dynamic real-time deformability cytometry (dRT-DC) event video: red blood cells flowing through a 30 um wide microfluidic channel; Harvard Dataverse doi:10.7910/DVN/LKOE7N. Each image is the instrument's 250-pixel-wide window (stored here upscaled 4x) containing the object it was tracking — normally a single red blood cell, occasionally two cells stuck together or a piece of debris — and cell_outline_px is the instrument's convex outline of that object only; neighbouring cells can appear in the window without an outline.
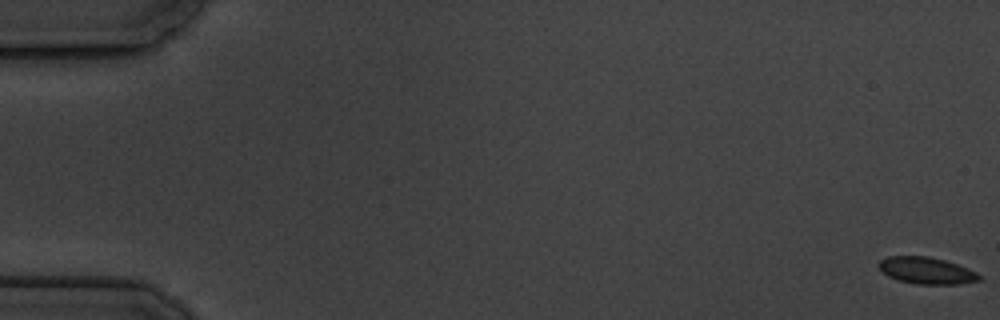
{"species": "common noctule bat (a hibernating species)", "species_latin": "Nyctalus noctula", "temperature_condition": "cold", "stored_images_in_passage": 6, "camera_frame_rate_fps": 3000, "um_per_image_px": 0.085, "animal": {"sex": "male", "body_mass_g": 19.5, "forearm_length_mm": 54.6}, "frame": {"image": 1, "passage_image": 1, "time_ms": 0.0, "image_size_px": [1000, 320], "cell_outline_px": [[980, 280], [960, 284], [916, 284], [900, 280], [888, 276], [876, 264], [880, 260], [888, 256], [928, 256], [944, 260], [968, 268], [976, 272], [980, 276]], "centroid_in_image_um": [78.74, 22.99], "position_along_channel_um": 6.3, "area_um2": 15.55}}
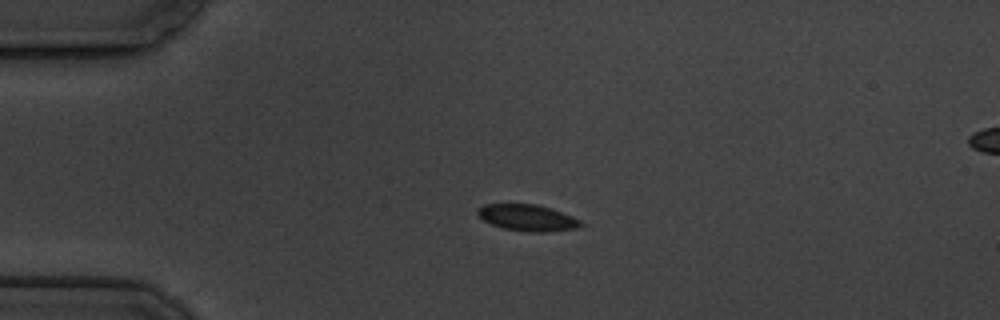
{"frame": {"image": 2, "passage_image": 5, "time_ms": 4.667, "image_size_px": [1000, 320], "cell_outline_px": [[584, 224], [576, 228], [544, 232], [528, 232], [504, 228], [492, 224], [484, 220], [476, 212], [484, 204], [536, 204], [552, 208], [572, 216], [580, 220]], "centroid_in_image_um": [44.86, 18.5], "position_along_channel_um": 40.1, "area_um2": 15.72}}